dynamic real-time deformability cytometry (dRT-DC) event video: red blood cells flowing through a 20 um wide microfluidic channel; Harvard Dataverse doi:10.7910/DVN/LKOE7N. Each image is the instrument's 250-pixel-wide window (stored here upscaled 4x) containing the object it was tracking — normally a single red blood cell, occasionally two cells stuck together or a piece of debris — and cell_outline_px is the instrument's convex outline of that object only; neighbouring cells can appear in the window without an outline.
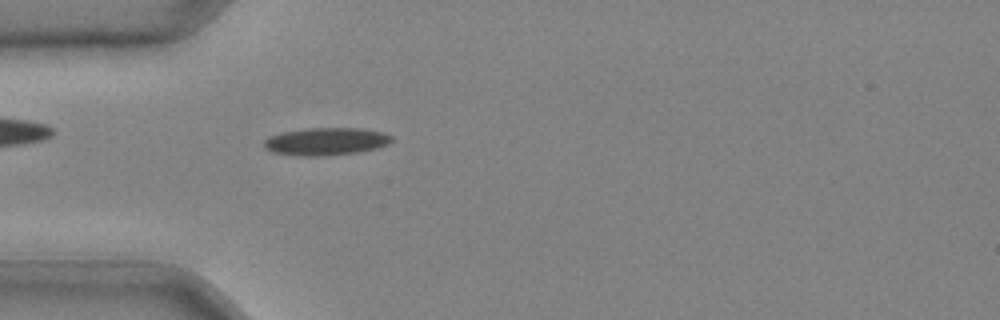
{"species": "common noctule bat (a hibernating species)", "species_latin": "Nyctalus noctula", "temperature_condition": "cold", "stored_images_in_passage": 39, "camera_frame_rate_fps": 3000, "um_per_image_px": 0.085, "animal": {"sex": "male", "body_mass_g": 20.4}, "frame": {"image": 1, "passage_image": 12, "time_ms": 3.667, "image_size_px": [1000, 320], "cell_outline_px": [[392, 140], [388, 144], [376, 148], [356, 152], [324, 156], [300, 156], [272, 152], [264, 148], [264, 140], [268, 136], [280, 132], [304, 128], [364, 128], [384, 132], [392, 136]], "centroid_in_image_um": [27.68, 12.01], "position_along_channel_um": 57.3, "area_um2": 20.75}}
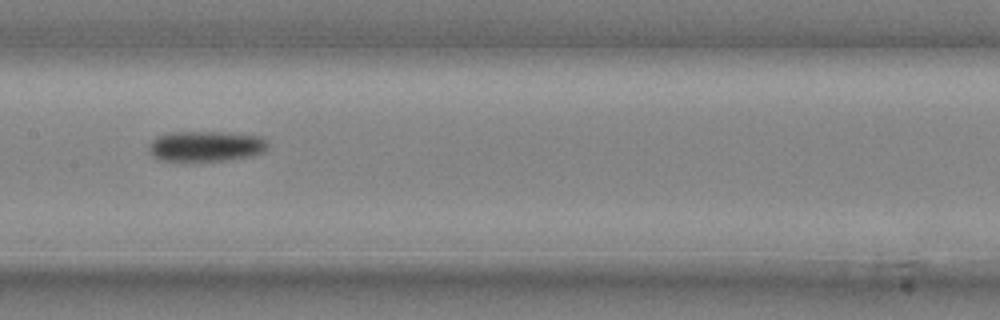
{"frame": {"image": 2, "passage_image": 21, "time_ms": 6.667, "image_size_px": [1000, 320], "cell_outline_px": [[268, 148], [264, 152], [252, 156], [228, 160], [160, 160], [152, 156], [148, 152], [148, 148], [152, 140], [156, 136], [172, 132], [224, 132], [264, 136], [268, 140]], "centroid_in_image_um": [17.55, 12.41], "position_along_channel_um": 189.9, "area_um2": 21.33}}
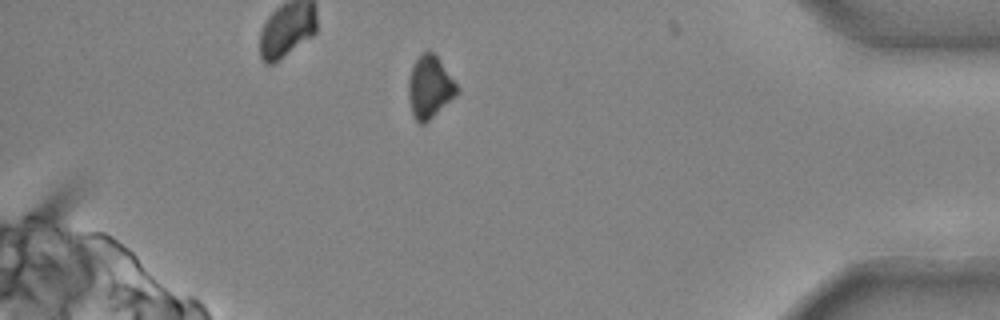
{"frame": {"image": 3, "passage_image": 37, "time_ms": 12.0, "image_size_px": [1000, 320], "cell_outline_px": [[460, 88], [456, 96], [424, 124], [420, 124], [416, 120], [412, 112], [408, 96], [408, 80], [412, 68], [416, 60], [424, 52], [432, 52], [440, 60]], "centroid_in_image_um": [36.54, 7.42], "position_along_channel_um": 398.7, "area_um2": 17.4}}